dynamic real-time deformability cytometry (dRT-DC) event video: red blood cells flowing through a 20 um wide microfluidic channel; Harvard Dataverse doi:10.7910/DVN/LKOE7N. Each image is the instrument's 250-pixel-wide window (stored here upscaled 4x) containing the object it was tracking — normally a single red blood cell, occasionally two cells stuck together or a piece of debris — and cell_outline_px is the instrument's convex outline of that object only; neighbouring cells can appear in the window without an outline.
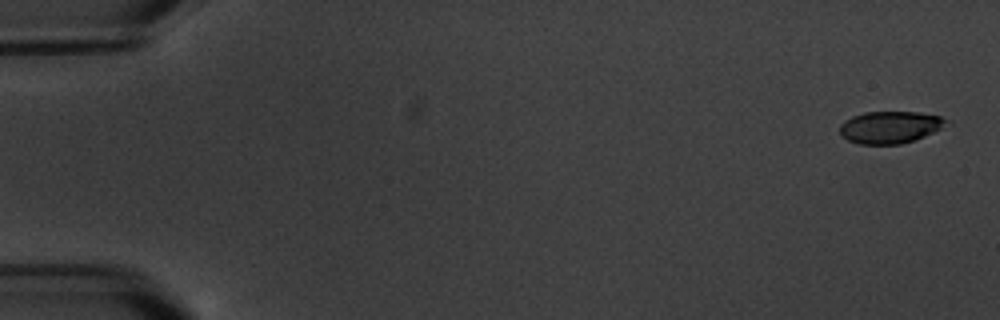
{"species": "common noctule bat (a hibernating species)", "species_latin": "Nyctalus noctula", "temperature_condition": "warm", "stored_images_in_passage": 8, "camera_frame_rate_fps": 3000, "um_per_image_px": 0.085, "animal": {"sex": "male", "body_mass_g": 20.1, "forearm_length_mm": 53.5}, "frame": {"image": 1, "passage_image": 1, "time_ms": 0.0, "image_size_px": [1000, 320], "cell_outline_px": [[952, 124], [924, 136], [900, 144], [860, 144], [848, 140], [840, 132], [840, 124], [844, 120], [852, 116], [864, 112], [920, 112], [940, 116], [952, 120]], "centroid_in_image_um": [75.72, 10.79], "position_along_channel_um": 9.3, "area_um2": 20.11}}
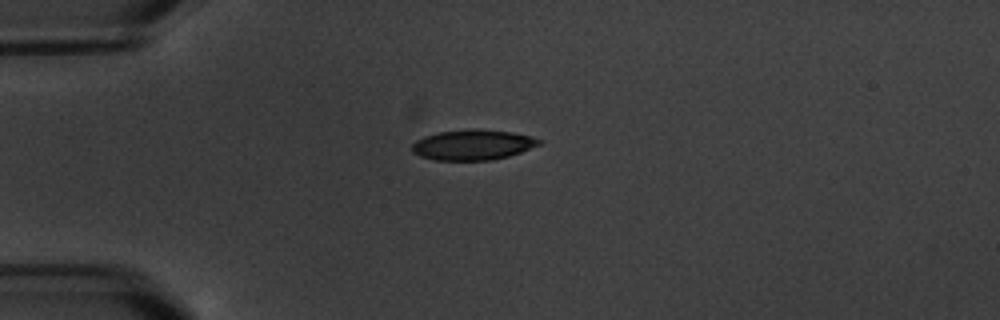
{"frame": {"image": 2, "passage_image": 5, "time_ms": 4.667, "image_size_px": [1000, 320], "cell_outline_px": [[544, 140], [540, 144], [520, 152], [508, 156], [492, 160], [436, 160], [420, 156], [412, 152], [412, 144], [416, 140], [424, 136], [440, 132], [512, 132]], "centroid_in_image_um": [40.16, 12.36], "position_along_channel_um": 44.8, "area_um2": 21.33}}